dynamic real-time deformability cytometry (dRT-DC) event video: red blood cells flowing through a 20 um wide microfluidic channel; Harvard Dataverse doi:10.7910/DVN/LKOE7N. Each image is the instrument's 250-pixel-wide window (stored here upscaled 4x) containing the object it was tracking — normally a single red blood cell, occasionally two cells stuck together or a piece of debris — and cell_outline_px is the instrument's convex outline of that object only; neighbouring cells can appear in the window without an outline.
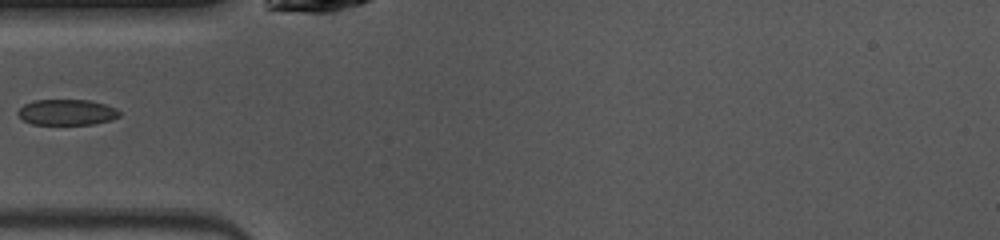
{"species": "common noctule bat (a hibernating species)", "species_latin": "Nyctalus noctula", "temperature_condition": "warm", "stored_images_in_passage": 34, "camera_frame_rate_fps": 3000, "um_per_image_px": 0.085, "animal": {"sex": "female", "body_mass_g": 10.0, "forearm_length_mm": 53.1}, "frame": {"image": 1, "passage_image": 1, "time_ms": 0.0, "image_size_px": [1000, 240], "cell_outline_px": [[120, 116], [112, 120], [92, 124], [32, 124], [24, 120], [16, 112], [24, 104], [36, 100], [88, 100], [104, 104], [116, 108], [120, 112]], "centroid_in_image_um": [5.7, 9.54], "position_along_channel_um": 79.3, "area_um2": 15.14}}
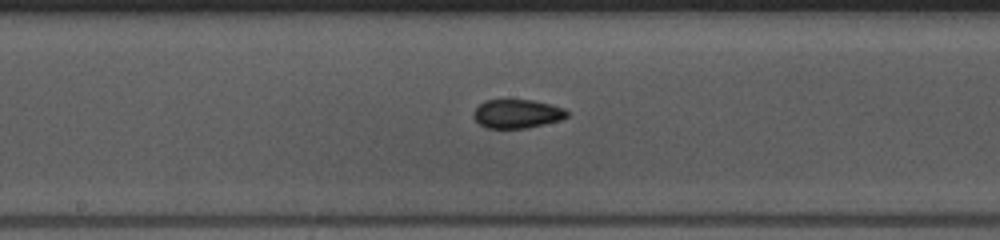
{"frame": {"image": 2, "passage_image": 10, "time_ms": 3.0, "image_size_px": [1000, 240], "cell_outline_px": [[568, 116], [560, 120], [528, 128], [488, 128], [480, 124], [472, 116], [476, 108], [484, 100], [532, 100], [564, 108], [568, 112]], "centroid_in_image_um": [43.95, 9.67], "position_along_channel_um": 204.3, "area_um2": 15.55}}
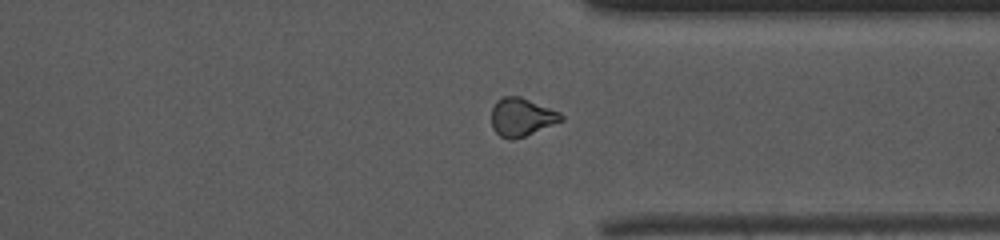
{"frame": {"image": 3, "passage_image": 22, "time_ms": 7.0, "image_size_px": [1000, 240], "cell_outline_px": [[564, 120], [524, 136], [512, 140], [508, 140], [500, 136], [492, 128], [492, 108], [496, 100], [504, 96], [520, 96], [560, 112], [564, 116]], "centroid_in_image_um": [44.33, 9.95], "position_along_channel_um": 367.1, "area_um2": 15.49}}